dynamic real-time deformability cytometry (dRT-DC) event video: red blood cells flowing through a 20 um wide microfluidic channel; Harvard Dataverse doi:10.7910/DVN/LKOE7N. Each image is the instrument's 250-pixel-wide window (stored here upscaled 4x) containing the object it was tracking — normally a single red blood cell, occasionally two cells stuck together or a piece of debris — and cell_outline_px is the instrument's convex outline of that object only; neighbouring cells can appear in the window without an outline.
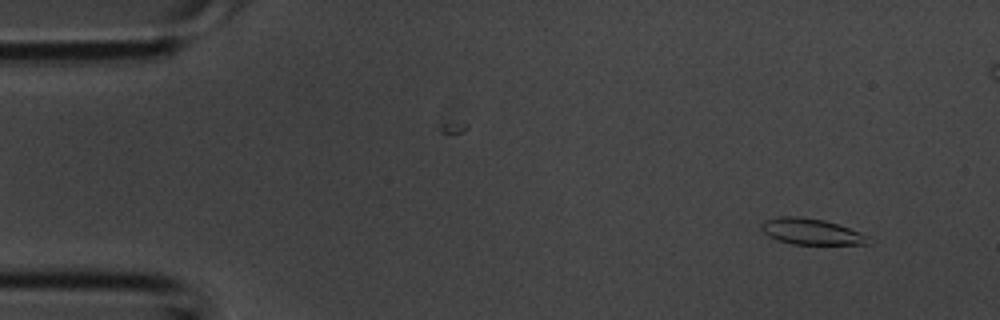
{"species": "common noctule bat (a hibernating species)", "species_latin": "Nyctalus noctula", "temperature_condition": "room temperature", "stored_images_in_passage": 3, "camera_frame_rate_fps": 3000, "um_per_image_px": 0.085, "animal": {"sex": "male", "body_mass_g": 20.1, "forearm_length_mm": 53.5}, "frame": {"image": 1, "passage_image": 1, "time_ms": 0.0, "image_size_px": [1000, 320], "cell_outline_px": [[872, 244], [792, 244], [776, 240], [768, 236], [760, 228], [760, 224], [764, 220], [780, 216], [800, 216], [824, 220], [860, 232]], "centroid_in_image_um": [68.87, 19.68], "position_along_channel_um": 16.1, "area_um2": 16.13}}